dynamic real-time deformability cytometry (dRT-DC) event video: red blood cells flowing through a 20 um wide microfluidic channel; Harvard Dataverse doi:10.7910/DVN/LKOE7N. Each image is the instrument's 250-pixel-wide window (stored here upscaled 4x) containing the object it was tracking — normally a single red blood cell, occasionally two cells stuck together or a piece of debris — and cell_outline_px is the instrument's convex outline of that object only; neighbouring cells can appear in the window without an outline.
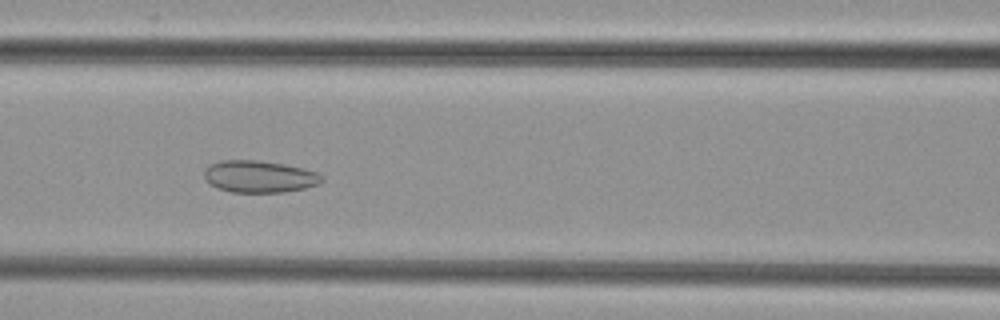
{"species": "common noctule bat (a hibernating species)", "species_latin": "Nyctalus noctula", "temperature_condition": "cold", "stored_images_in_passage": 49, "camera_frame_rate_fps": 3000, "um_per_image_px": 0.085, "animal": {"sex": "female", "body_mass_g": 29.2, "forearm_length_mm": 56.3}, "frame": {"image": 1, "passage_image": 22, "time_ms": 7.0, "image_size_px": [1000, 320], "cell_outline_px": [[324, 180], [320, 184], [304, 188], [284, 192], [232, 192], [216, 188], [204, 176], [204, 168], [220, 160], [256, 160], [284, 164], [304, 168], [316, 172], [324, 176]], "centroid_in_image_um": [22.07, 15.0], "position_along_channel_um": 144.5, "area_um2": 21.96}}
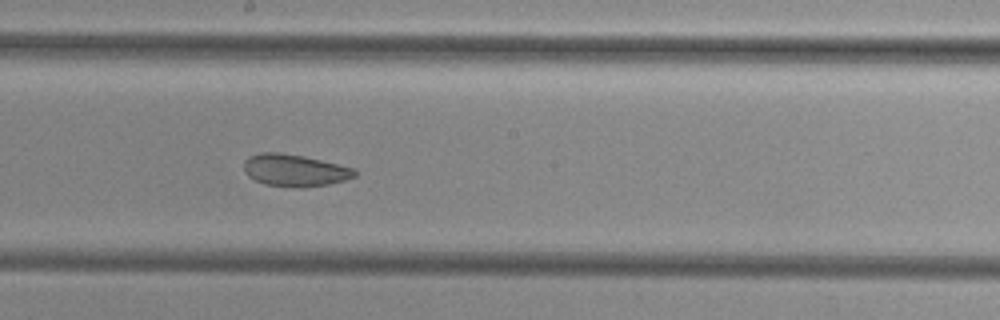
{"frame": {"image": 2, "passage_image": 28, "time_ms": 9.0, "image_size_px": [1000, 320], "cell_outline_px": [[356, 176], [344, 180], [328, 184], [296, 188], [264, 184], [248, 176], [244, 172], [244, 160], [248, 156], [260, 152], [280, 152], [304, 156], [356, 168]], "centroid_in_image_um": [25.03, 14.47], "position_along_channel_um": 223.2, "area_um2": 20.87}}